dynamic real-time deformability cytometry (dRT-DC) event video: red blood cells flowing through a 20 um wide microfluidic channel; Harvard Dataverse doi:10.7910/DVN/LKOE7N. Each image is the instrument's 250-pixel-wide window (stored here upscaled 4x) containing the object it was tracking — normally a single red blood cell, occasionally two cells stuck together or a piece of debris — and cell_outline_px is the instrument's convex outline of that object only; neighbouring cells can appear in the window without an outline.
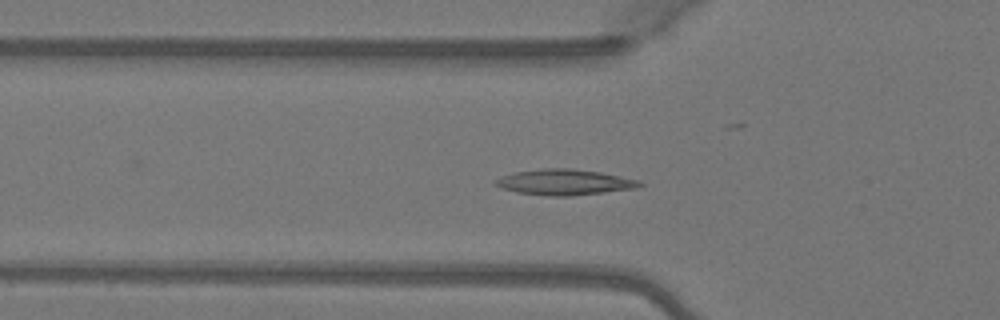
{"species": "Egyptian fruit bat (a non-hibernating species)", "species_latin": "Rousettus aegyptiacus", "temperature_condition": "warm", "stored_images_in_passage": 50, "segment_of_instrument_passage": [1, 2], "camera_frame_rate_fps": 3000, "um_per_image_px": 0.085, "animal": {"sex": "female"}, "frame": {"image": 1, "passage_image": 16, "time_ms": 5.0, "image_size_px": [1000, 320], "cell_outline_px": [[644, 184], [636, 188], [572, 196], [552, 196], [516, 192], [492, 184], [496, 180], [504, 176], [516, 172], [540, 168], [572, 168], [600, 172], [640, 180]], "centroid_in_image_um": [48.01, 15.48], "position_along_channel_um": 77.8, "area_um2": 21.44}}
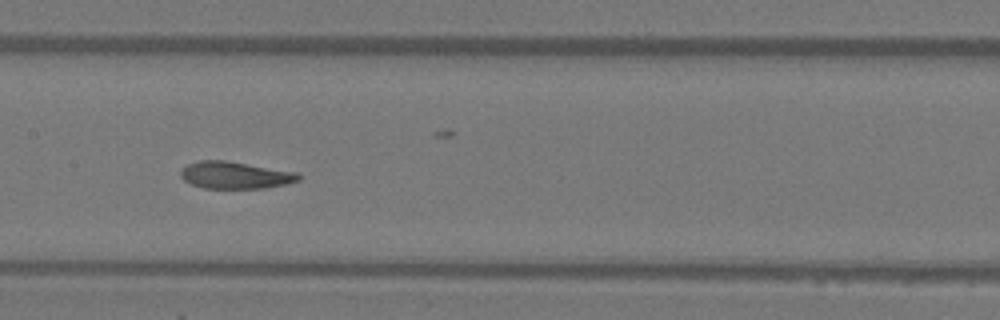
{"frame": {"image": 2, "passage_image": 24, "time_ms": 7.667, "image_size_px": [1000, 320], "cell_outline_px": [[304, 176], [300, 180], [288, 184], [264, 188], [204, 188], [192, 184], [184, 180], [180, 176], [180, 172], [188, 164], [196, 160], [224, 160], [296, 172]], "centroid_in_image_um": [20.02, 14.89], "position_along_channel_um": 187.4, "area_um2": 18.61}}
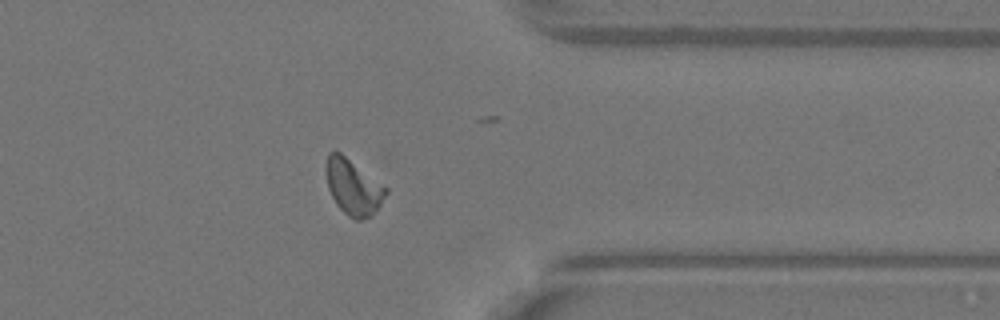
{"frame": {"image": 3, "passage_image": 39, "time_ms": 12.667, "image_size_px": [1000, 320], "cell_outline_px": [[388, 192], [372, 216], [360, 220], [356, 220], [348, 216], [336, 204], [328, 188], [324, 168], [328, 152], [340, 152], [388, 188]], "centroid_in_image_um": [30.0, 15.9], "position_along_channel_um": 381.4, "area_um2": 19.36}}